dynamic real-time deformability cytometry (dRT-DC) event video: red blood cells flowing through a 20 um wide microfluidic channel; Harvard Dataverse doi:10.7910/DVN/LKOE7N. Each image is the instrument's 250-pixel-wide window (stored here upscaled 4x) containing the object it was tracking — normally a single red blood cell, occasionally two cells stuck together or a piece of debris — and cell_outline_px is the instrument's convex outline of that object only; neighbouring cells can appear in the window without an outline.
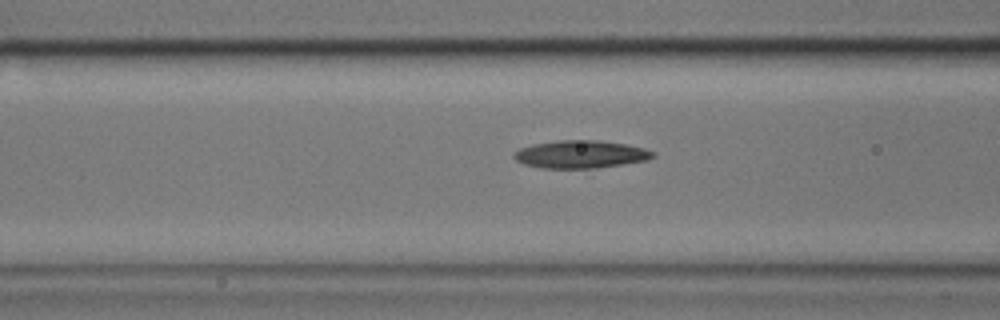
{"species": "common noctule bat (a hibernating species)", "species_latin": "Nyctalus noctula", "temperature_condition": "cold", "stored_images_in_passage": 15, "camera_frame_rate_fps": 3000, "um_per_image_px": 0.085, "animal": {"sex": "male", "body_mass_g": 17.9}, "frame": {"image": 1, "passage_image": 13, "time_ms": 4.0, "image_size_px": [1000, 320], "cell_outline_px": [[656, 156], [648, 160], [596, 168], [540, 168], [524, 164], [516, 160], [512, 156], [512, 152], [520, 148], [532, 144], [560, 140], [596, 140], [624, 144], [644, 148], [656, 152]], "centroid_in_image_um": [49.33, 13.12], "position_along_channel_um": 117.3, "area_um2": 22.54}}